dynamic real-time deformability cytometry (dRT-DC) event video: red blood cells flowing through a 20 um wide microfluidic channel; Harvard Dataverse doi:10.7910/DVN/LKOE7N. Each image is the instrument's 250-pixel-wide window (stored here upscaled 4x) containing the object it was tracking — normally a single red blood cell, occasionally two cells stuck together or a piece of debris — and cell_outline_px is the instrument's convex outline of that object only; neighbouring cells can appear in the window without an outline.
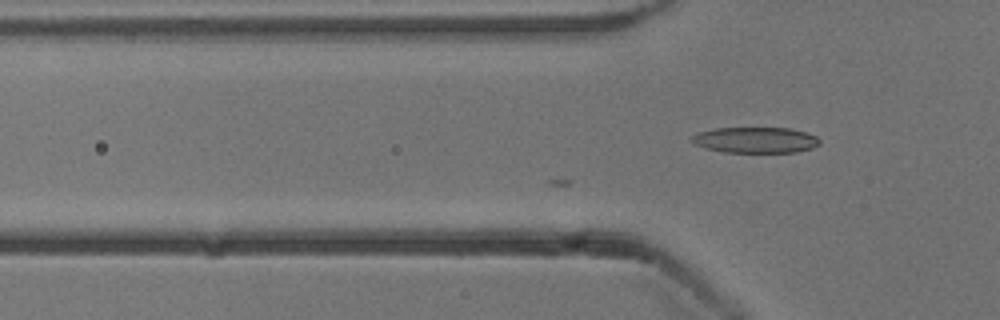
{"species": "common noctule bat (a hibernating species)", "species_latin": "Nyctalus noctula", "temperature_condition": "cold", "stored_images_in_passage": 17, "camera_frame_rate_fps": 3000, "um_per_image_px": 0.085, "animal": {"sex": "male", "body_mass_g": 13.3}, "frame": {"image": 1, "passage_image": 17, "time_ms": 5.333, "image_size_px": [1000, 320], "cell_outline_px": [[820, 144], [812, 148], [796, 152], [724, 152], [704, 148], [692, 144], [688, 140], [692, 136], [700, 132], [716, 128], [788, 128], [804, 132], [816, 136], [820, 140]], "centroid_in_image_um": [64.17, 11.91], "position_along_channel_um": 61.6, "area_um2": 19.31}}